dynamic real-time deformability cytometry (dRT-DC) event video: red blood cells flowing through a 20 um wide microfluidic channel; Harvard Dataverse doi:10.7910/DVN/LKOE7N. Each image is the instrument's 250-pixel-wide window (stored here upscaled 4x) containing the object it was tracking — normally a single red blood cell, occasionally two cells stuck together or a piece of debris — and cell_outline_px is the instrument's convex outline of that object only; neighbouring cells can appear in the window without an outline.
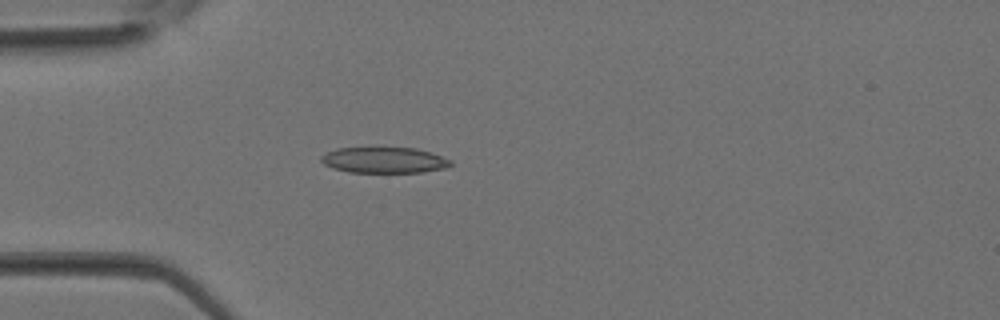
{"species": "Egyptian fruit bat (a non-hibernating species)", "species_latin": "Rousettus aegyptiacus", "temperature_condition": "room temperature", "stored_images_in_passage": 37, "camera_frame_rate_fps": 3000, "um_per_image_px": 0.085, "animal": {"sex": "female"}, "frame": {"image": 1, "passage_image": 11, "time_ms": 3.333, "image_size_px": [1000, 320], "cell_outline_px": [[452, 164], [444, 168], [424, 172], [348, 172], [332, 168], [324, 164], [320, 160], [320, 156], [336, 148], [416, 148], [452, 160]], "centroid_in_image_um": [32.62, 13.61], "position_along_channel_um": 52.4, "area_um2": 19.36}}
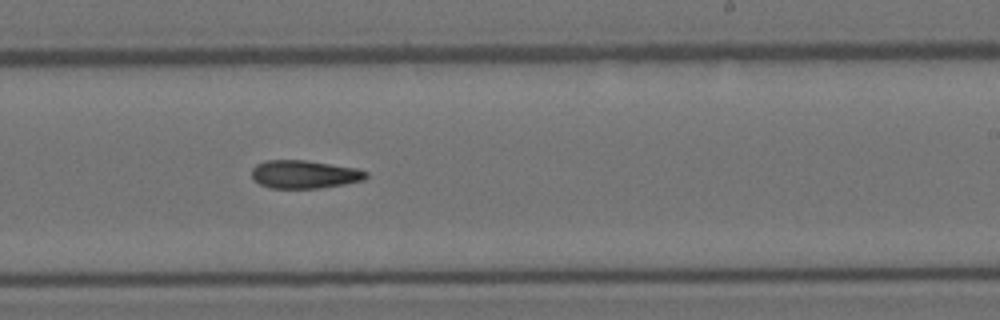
{"frame": {"image": 2, "passage_image": 23, "time_ms": 7.333, "image_size_px": [1000, 320], "cell_outline_px": [[368, 176], [364, 180], [344, 184], [320, 188], [272, 188], [260, 184], [252, 176], [252, 168], [256, 164], [264, 160], [304, 160], [356, 168], [368, 172]], "centroid_in_image_um": [25.88, 14.81], "position_along_channel_um": 263.1, "area_um2": 18.67}}
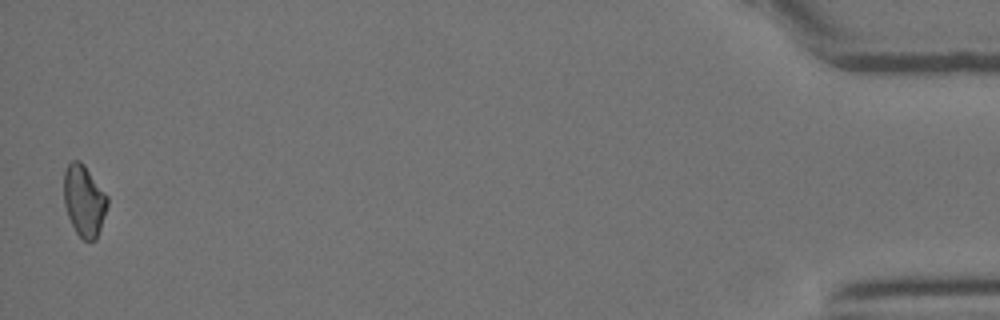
{"frame": {"image": 3, "passage_image": 37, "time_ms": 12.0, "image_size_px": [1000, 320], "cell_outline_px": [[108, 204], [96, 240], [84, 240], [76, 232], [68, 216], [64, 204], [64, 172], [68, 164], [72, 160], [80, 160], [84, 164], [108, 196]], "centroid_in_image_um": [7.14, 17.03], "position_along_channel_um": 428.1, "area_um2": 18.03}}